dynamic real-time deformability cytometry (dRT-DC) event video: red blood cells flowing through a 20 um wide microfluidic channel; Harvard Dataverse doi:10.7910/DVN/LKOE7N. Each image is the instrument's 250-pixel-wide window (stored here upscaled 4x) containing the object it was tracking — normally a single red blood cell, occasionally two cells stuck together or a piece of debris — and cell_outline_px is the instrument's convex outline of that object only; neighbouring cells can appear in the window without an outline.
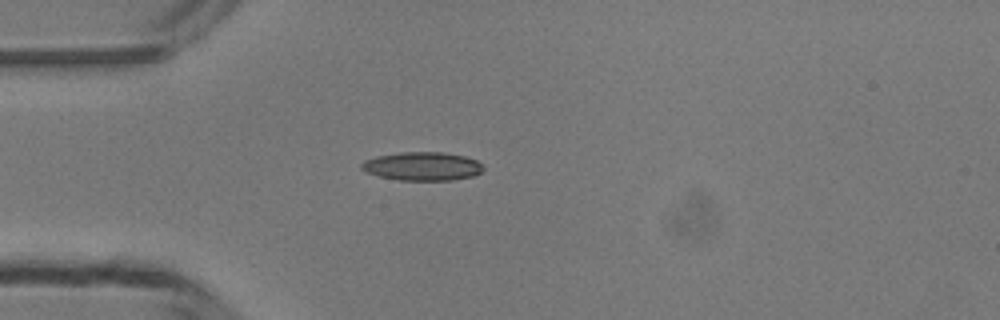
{"species": "common noctule bat (a hibernating species)", "species_latin": "Nyctalus noctula", "temperature_condition": "room temperature", "stored_images_in_passage": 5, "camera_frame_rate_fps": 3000, "um_per_image_px": 0.085, "animal": {"sex": "male", "body_mass_g": 13.3}, "frame": {"image": 1, "passage_image": 5, "time_ms": 4.667, "image_size_px": [1000, 320], "cell_outline_px": [[484, 168], [480, 172], [472, 176], [452, 180], [400, 180], [380, 176], [368, 172], [360, 168], [360, 164], [364, 160], [376, 156], [400, 152], [444, 152], [464, 156], [476, 160]], "centroid_in_image_um": [35.88, 14.12], "position_along_channel_um": 49.1, "area_um2": 20.11}}